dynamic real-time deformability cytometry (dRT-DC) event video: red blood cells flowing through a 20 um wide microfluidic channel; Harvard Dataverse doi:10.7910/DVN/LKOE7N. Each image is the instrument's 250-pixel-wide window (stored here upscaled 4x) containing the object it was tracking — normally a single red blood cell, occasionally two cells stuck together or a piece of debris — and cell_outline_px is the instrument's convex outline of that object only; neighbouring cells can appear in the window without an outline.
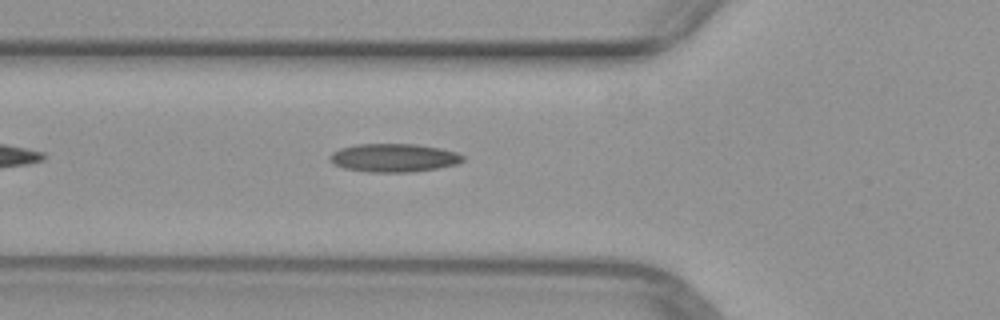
{"species": "common noctule bat (a hibernating species)", "species_latin": "Nyctalus noctula", "temperature_condition": "warm", "stored_images_in_passage": 37, "camera_frame_rate_fps": 3000, "um_per_image_px": 0.085, "animal": {"sex": "female", "body_mass_g": 29.2, "forearm_length_mm": 56.3}, "frame": {"image": 1, "passage_image": 6, "time_ms": 1.667, "image_size_px": [1000, 320], "cell_outline_px": [[464, 160], [456, 164], [436, 168], [412, 172], [368, 172], [344, 168], [332, 164], [328, 160], [328, 156], [332, 152], [340, 148], [356, 144], [416, 144], [440, 148], [456, 152], [464, 156]], "centroid_in_image_um": [33.42, 13.41], "position_along_channel_um": 92.4, "area_um2": 22.08}}
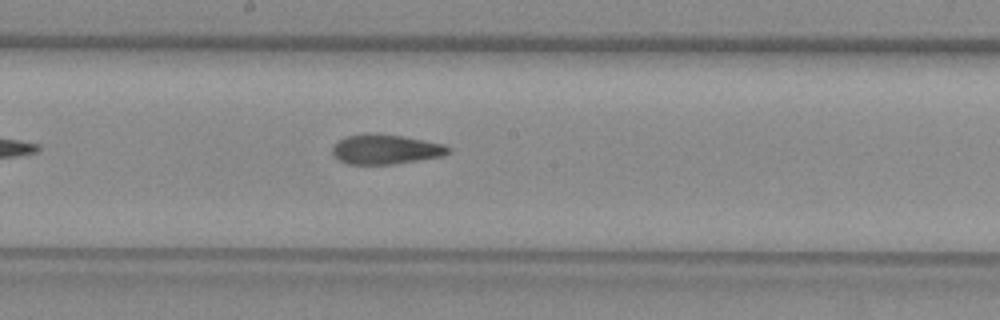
{"frame": {"image": 2, "passage_image": 15, "time_ms": 4.667, "image_size_px": [1000, 320], "cell_outline_px": [[452, 152], [444, 156], [392, 164], [348, 164], [340, 160], [332, 152], [332, 148], [344, 136], [364, 132], [372, 132], [404, 136], [444, 144], [452, 148]], "centroid_in_image_um": [32.82, 12.67], "position_along_channel_um": 215.4, "area_um2": 20.35}}
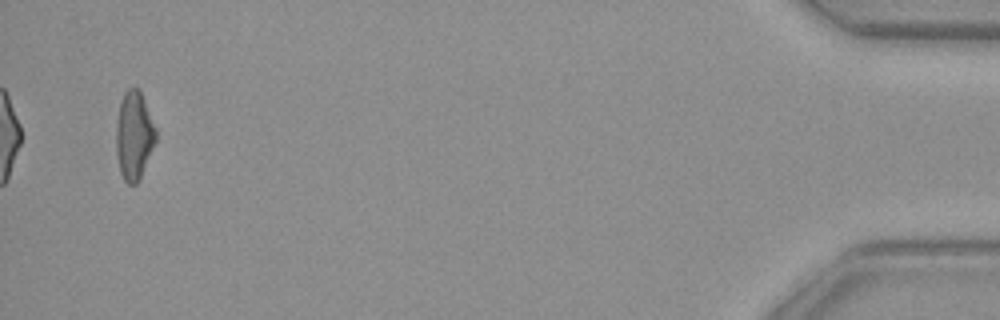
{"frame": {"image": 3, "passage_image": 37, "time_ms": 12.0, "image_size_px": [1000, 320], "cell_outline_px": [[156, 140], [140, 180], [136, 184], [128, 184], [124, 180], [120, 172], [116, 152], [116, 124], [120, 100], [124, 92], [132, 84], [140, 88], [156, 128]], "centroid_in_image_um": [11.39, 11.47], "position_along_channel_um": 423.8, "area_um2": 20.87}}